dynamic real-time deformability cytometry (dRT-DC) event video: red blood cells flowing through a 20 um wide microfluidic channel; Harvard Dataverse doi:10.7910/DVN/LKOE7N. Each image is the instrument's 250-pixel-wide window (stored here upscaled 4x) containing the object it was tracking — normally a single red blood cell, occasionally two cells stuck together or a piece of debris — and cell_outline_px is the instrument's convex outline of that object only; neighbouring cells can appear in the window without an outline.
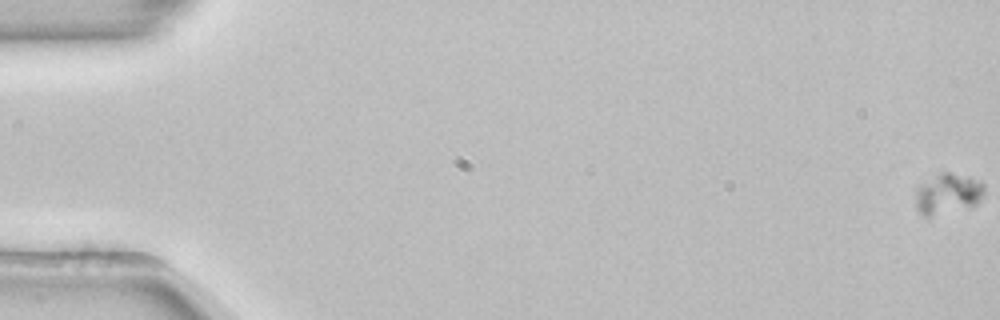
{"species": "common noctule bat (a hibernating species)", "species_latin": "Nyctalus noctula", "temperature_condition": "room temperature", "stored_images_in_passage": 60, "camera_frame_rate_fps": 3000, "um_per_image_px": 0.085, "animal": {"sex": "female", "body_mass_g": 22.7, "forearm_length_mm": 54.2}, "frame": {"image": 1, "passage_image": 1, "time_ms": 0.0, "image_size_px": [1000, 320], "cell_outline_px": [[984, 196], [976, 204], [928, 216], [920, 216], [916, 208], [916, 192], [920, 184], [940, 172], [948, 172], [968, 176], [984, 184]], "centroid_in_image_um": [80.54, 16.45], "position_along_channel_um": 4.5, "area_um2": 15.95}}